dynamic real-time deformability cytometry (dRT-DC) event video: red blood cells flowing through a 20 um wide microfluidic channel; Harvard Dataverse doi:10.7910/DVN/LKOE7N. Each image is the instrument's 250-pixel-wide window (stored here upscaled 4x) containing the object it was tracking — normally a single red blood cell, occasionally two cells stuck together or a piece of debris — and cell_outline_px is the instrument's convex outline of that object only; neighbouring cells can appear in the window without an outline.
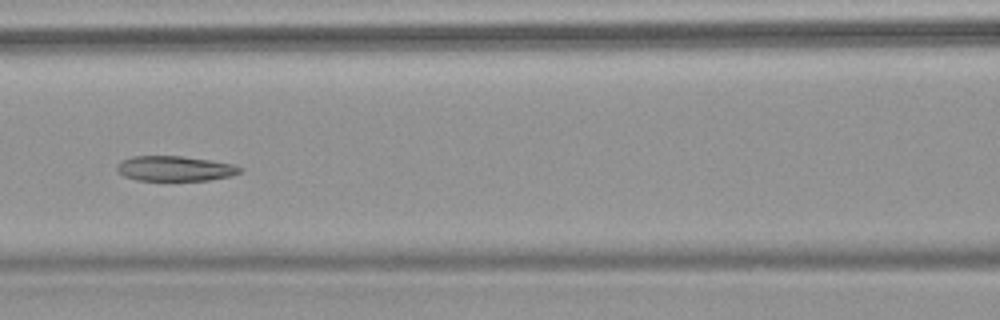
{"species": "common noctule bat (a hibernating species)", "species_latin": "Nyctalus noctula", "temperature_condition": "warm", "stored_images_in_passage": 6, "camera_frame_rate_fps": 3000, "um_per_image_px": 0.085, "animal": {"sex": "female", "body_mass_g": 18.4}, "frame": {"image": 1, "passage_image": 6, "time_ms": 6.0, "image_size_px": [1000, 320], "cell_outline_px": [[244, 168], [240, 172], [232, 176], [208, 180], [136, 180], [124, 176], [116, 172], [116, 164], [120, 160], [132, 156], [180, 156], [208, 160], [232, 164]], "centroid_in_image_um": [14.81, 14.32], "position_along_channel_um": 151.8, "area_um2": 18.03}}